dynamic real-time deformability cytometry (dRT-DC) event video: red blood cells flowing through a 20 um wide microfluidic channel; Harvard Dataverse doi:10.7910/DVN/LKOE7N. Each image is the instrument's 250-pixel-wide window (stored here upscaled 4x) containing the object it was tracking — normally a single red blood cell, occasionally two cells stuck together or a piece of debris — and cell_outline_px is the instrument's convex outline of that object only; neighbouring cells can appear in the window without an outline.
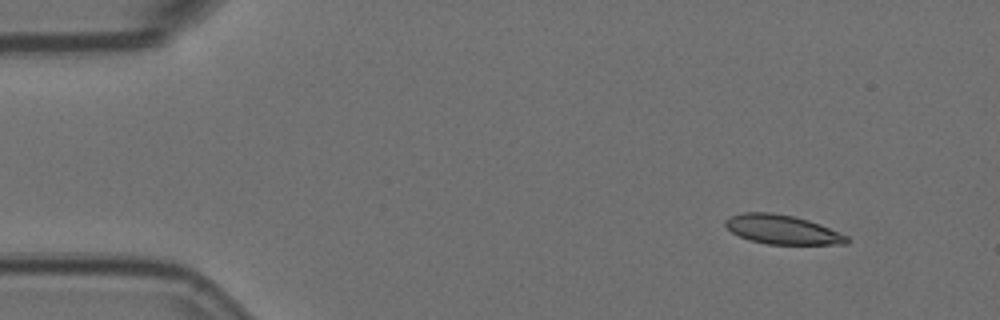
{"species": "Egyptian fruit bat (a non-hibernating species)", "species_latin": "Rousettus aegyptiacus", "temperature_condition": "room temperature", "stored_images_in_passage": 5, "camera_frame_rate_fps": 3000, "um_per_image_px": 0.085, "animal": {"sex": "female"}, "frame": {"image": 1, "passage_image": 2, "time_ms": 0.333, "image_size_px": [1000, 320], "cell_outline_px": [[848, 244], [768, 244], [748, 240], [732, 232], [724, 224], [724, 220], [740, 212], [772, 212], [792, 216], [808, 220], [820, 224], [848, 236]], "centroid_in_image_um": [66.47, 19.51], "position_along_channel_um": 18.5, "area_um2": 20.58}}
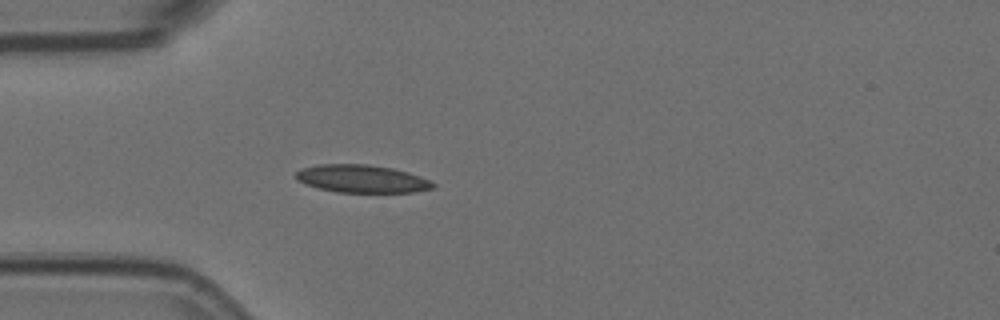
{"frame": {"image": 2, "passage_image": 5, "time_ms": 1.333, "image_size_px": [1000, 320], "cell_outline_px": [[436, 188], [412, 192], [336, 192], [304, 184], [296, 180], [296, 172], [300, 168], [316, 164], [368, 164], [392, 168], [408, 172], [420, 176], [436, 184]], "centroid_in_image_um": [30.74, 15.19], "position_along_channel_um": 54.3, "area_um2": 22.31}}